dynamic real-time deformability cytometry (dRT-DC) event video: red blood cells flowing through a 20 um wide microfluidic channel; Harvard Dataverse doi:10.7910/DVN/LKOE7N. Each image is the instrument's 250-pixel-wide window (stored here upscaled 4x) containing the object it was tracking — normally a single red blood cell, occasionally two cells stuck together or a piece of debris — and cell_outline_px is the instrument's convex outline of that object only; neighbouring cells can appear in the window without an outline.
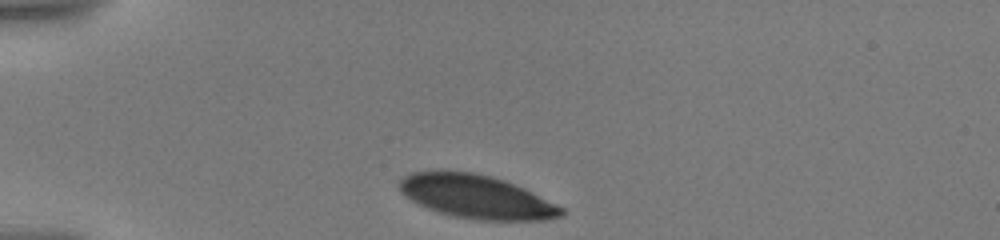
{"species": "human", "species_latin": "Homo sapiens", "temperature_condition": "warm", "stored_images_in_passage": 43, "camera_frame_rate_fps": 3000, "um_per_image_px": 0.085, "donor": {"sex": "male"}, "frame": {"image": 1, "passage_image": 1, "time_ms": 0.0, "image_size_px": [1000, 240], "cell_outline_px": [[564, 212], [560, 216], [548, 220], [484, 220], [456, 216], [440, 212], [428, 208], [412, 200], [400, 188], [400, 180], [404, 176], [412, 172], [472, 172], [504, 180], [524, 188], [564, 208]], "centroid_in_image_um": [40.55, 16.73], "position_along_channel_um": 44.4, "area_um2": 40.0}}
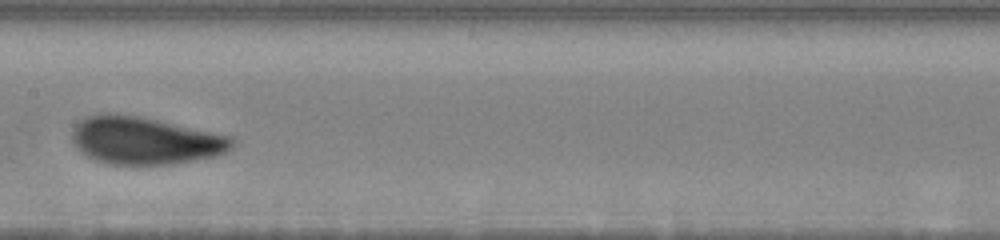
{"frame": {"image": 2, "passage_image": 17, "time_ms": 5.333, "image_size_px": [1000, 240], "cell_outline_px": [[232, 148], [216, 156], [172, 164], [108, 164], [96, 160], [88, 156], [72, 140], [72, 132], [76, 124], [80, 120], [96, 112], [116, 112], [144, 116], [232, 136]], "centroid_in_image_um": [12.32, 11.91], "position_along_channel_um": 195.1, "area_um2": 44.56}}
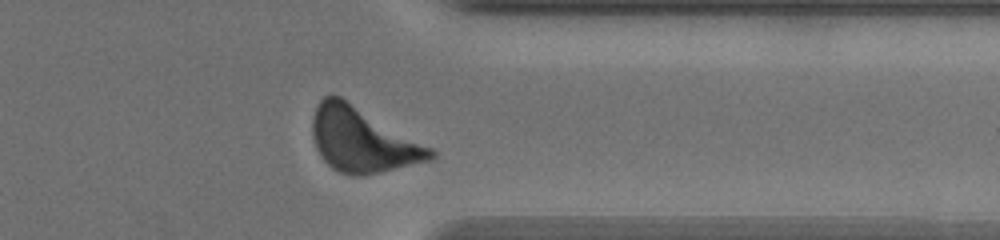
{"frame": {"image": 3, "passage_image": 37, "time_ms": 10.667, "image_size_px": [1000, 240], "cell_outline_px": [[436, 156], [432, 160], [364, 176], [352, 176], [340, 172], [332, 168], [324, 160], [316, 148], [312, 136], [312, 116], [316, 104], [324, 96], [332, 92], [340, 96], [432, 148], [436, 152]], "centroid_in_image_um": [30.78, 11.88], "position_along_channel_um": 380.6, "area_um2": 44.51}, "authors_computed_cell_mechanics": {"area_um2": 43.2922, "velocity_mm_per_s": 3.5147, "shape_relaxation_time_tau1_ms": 2.3906, "shape_relaxation_time_tau2_ms": null, "deformation_change_tau1": 0.1283, "deformation_change_tau2": null}}